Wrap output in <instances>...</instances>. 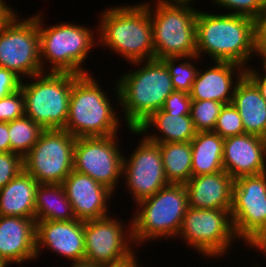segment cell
<instances>
[{"label": "cell", "mask_w": 266, "mask_h": 267, "mask_svg": "<svg viewBox=\"0 0 266 267\" xmlns=\"http://www.w3.org/2000/svg\"><path fill=\"white\" fill-rule=\"evenodd\" d=\"M36 222L17 216H0V258L7 264L36 259Z\"/></svg>", "instance_id": "d6986e66"}, {"label": "cell", "mask_w": 266, "mask_h": 267, "mask_svg": "<svg viewBox=\"0 0 266 267\" xmlns=\"http://www.w3.org/2000/svg\"><path fill=\"white\" fill-rule=\"evenodd\" d=\"M214 64L207 70H198L189 96L192 100H213L224 105L231 104L235 86L244 76L245 67L231 62L215 61ZM235 79L237 81H234Z\"/></svg>", "instance_id": "ffe728a7"}, {"label": "cell", "mask_w": 266, "mask_h": 267, "mask_svg": "<svg viewBox=\"0 0 266 267\" xmlns=\"http://www.w3.org/2000/svg\"><path fill=\"white\" fill-rule=\"evenodd\" d=\"M245 74L257 85L262 97L266 100V76H263L261 72L259 73V71L257 72L255 69L249 67L245 69ZM260 74H262V76Z\"/></svg>", "instance_id": "74e56055"}, {"label": "cell", "mask_w": 266, "mask_h": 267, "mask_svg": "<svg viewBox=\"0 0 266 267\" xmlns=\"http://www.w3.org/2000/svg\"><path fill=\"white\" fill-rule=\"evenodd\" d=\"M141 265H139L138 263V259H134L133 261H131L130 263L120 266V267H140Z\"/></svg>", "instance_id": "7bdbcfd3"}, {"label": "cell", "mask_w": 266, "mask_h": 267, "mask_svg": "<svg viewBox=\"0 0 266 267\" xmlns=\"http://www.w3.org/2000/svg\"><path fill=\"white\" fill-rule=\"evenodd\" d=\"M75 141L64 129L44 130L23 157L24 170L39 184H62L73 171Z\"/></svg>", "instance_id": "30bf717a"}, {"label": "cell", "mask_w": 266, "mask_h": 267, "mask_svg": "<svg viewBox=\"0 0 266 267\" xmlns=\"http://www.w3.org/2000/svg\"><path fill=\"white\" fill-rule=\"evenodd\" d=\"M98 23L96 38L102 47L130 63L154 59L149 3L109 8L101 13Z\"/></svg>", "instance_id": "3957f363"}, {"label": "cell", "mask_w": 266, "mask_h": 267, "mask_svg": "<svg viewBox=\"0 0 266 267\" xmlns=\"http://www.w3.org/2000/svg\"><path fill=\"white\" fill-rule=\"evenodd\" d=\"M254 56H259L261 57V60H262V63H260L261 65H263V68L264 69V75L263 76H266V55H254Z\"/></svg>", "instance_id": "ee69618b"}, {"label": "cell", "mask_w": 266, "mask_h": 267, "mask_svg": "<svg viewBox=\"0 0 266 267\" xmlns=\"http://www.w3.org/2000/svg\"><path fill=\"white\" fill-rule=\"evenodd\" d=\"M130 222L127 229L122 220L110 215L84 221L85 260L105 267H120L136 259L132 250L135 244L132 219Z\"/></svg>", "instance_id": "7c38bea8"}, {"label": "cell", "mask_w": 266, "mask_h": 267, "mask_svg": "<svg viewBox=\"0 0 266 267\" xmlns=\"http://www.w3.org/2000/svg\"><path fill=\"white\" fill-rule=\"evenodd\" d=\"M222 138L244 134V126L238 110L231 104H225L220 111L213 130Z\"/></svg>", "instance_id": "4dcf8cb0"}, {"label": "cell", "mask_w": 266, "mask_h": 267, "mask_svg": "<svg viewBox=\"0 0 266 267\" xmlns=\"http://www.w3.org/2000/svg\"><path fill=\"white\" fill-rule=\"evenodd\" d=\"M150 127L157 128L160 135H153ZM128 131L135 135L145 133L144 137L154 143L190 142L197 133L190 115L168 114L162 109L152 113L137 129Z\"/></svg>", "instance_id": "603a6c76"}, {"label": "cell", "mask_w": 266, "mask_h": 267, "mask_svg": "<svg viewBox=\"0 0 266 267\" xmlns=\"http://www.w3.org/2000/svg\"><path fill=\"white\" fill-rule=\"evenodd\" d=\"M15 14L14 10L4 0H0V30Z\"/></svg>", "instance_id": "60d3db41"}, {"label": "cell", "mask_w": 266, "mask_h": 267, "mask_svg": "<svg viewBox=\"0 0 266 267\" xmlns=\"http://www.w3.org/2000/svg\"><path fill=\"white\" fill-rule=\"evenodd\" d=\"M25 116V97L20 89L0 99V122H11Z\"/></svg>", "instance_id": "d6a6232c"}, {"label": "cell", "mask_w": 266, "mask_h": 267, "mask_svg": "<svg viewBox=\"0 0 266 267\" xmlns=\"http://www.w3.org/2000/svg\"><path fill=\"white\" fill-rule=\"evenodd\" d=\"M151 5L150 2L154 59L196 56L198 10L193 8L192 3H169L157 0L155 7Z\"/></svg>", "instance_id": "52a82bcc"}, {"label": "cell", "mask_w": 266, "mask_h": 267, "mask_svg": "<svg viewBox=\"0 0 266 267\" xmlns=\"http://www.w3.org/2000/svg\"><path fill=\"white\" fill-rule=\"evenodd\" d=\"M8 122H0V152H10Z\"/></svg>", "instance_id": "f35d334b"}, {"label": "cell", "mask_w": 266, "mask_h": 267, "mask_svg": "<svg viewBox=\"0 0 266 267\" xmlns=\"http://www.w3.org/2000/svg\"><path fill=\"white\" fill-rule=\"evenodd\" d=\"M21 81L13 71L0 67V99L20 89Z\"/></svg>", "instance_id": "d590c367"}, {"label": "cell", "mask_w": 266, "mask_h": 267, "mask_svg": "<svg viewBox=\"0 0 266 267\" xmlns=\"http://www.w3.org/2000/svg\"><path fill=\"white\" fill-rule=\"evenodd\" d=\"M227 9L230 14L242 15L257 20L266 12V0H213V4Z\"/></svg>", "instance_id": "1f68e13d"}, {"label": "cell", "mask_w": 266, "mask_h": 267, "mask_svg": "<svg viewBox=\"0 0 266 267\" xmlns=\"http://www.w3.org/2000/svg\"><path fill=\"white\" fill-rule=\"evenodd\" d=\"M7 265L9 264H7L2 258H0V267H6Z\"/></svg>", "instance_id": "bcb514c9"}, {"label": "cell", "mask_w": 266, "mask_h": 267, "mask_svg": "<svg viewBox=\"0 0 266 267\" xmlns=\"http://www.w3.org/2000/svg\"><path fill=\"white\" fill-rule=\"evenodd\" d=\"M234 181L225 171L191 177L185 184L188 206L198 209H231Z\"/></svg>", "instance_id": "44dd1931"}, {"label": "cell", "mask_w": 266, "mask_h": 267, "mask_svg": "<svg viewBox=\"0 0 266 267\" xmlns=\"http://www.w3.org/2000/svg\"><path fill=\"white\" fill-rule=\"evenodd\" d=\"M248 245L252 248L259 249L266 256V228H264L256 237H254Z\"/></svg>", "instance_id": "ab89813d"}, {"label": "cell", "mask_w": 266, "mask_h": 267, "mask_svg": "<svg viewBox=\"0 0 266 267\" xmlns=\"http://www.w3.org/2000/svg\"><path fill=\"white\" fill-rule=\"evenodd\" d=\"M43 21V16L39 13L37 24L43 72H46L44 63L47 61L51 64L47 72L88 74V71L82 67L83 63L94 45L99 44L96 42L98 40H95L92 29L90 30L89 26L68 22L45 28Z\"/></svg>", "instance_id": "5b68a950"}, {"label": "cell", "mask_w": 266, "mask_h": 267, "mask_svg": "<svg viewBox=\"0 0 266 267\" xmlns=\"http://www.w3.org/2000/svg\"><path fill=\"white\" fill-rule=\"evenodd\" d=\"M72 204L62 184H39L35 196V222L72 221Z\"/></svg>", "instance_id": "484cf974"}, {"label": "cell", "mask_w": 266, "mask_h": 267, "mask_svg": "<svg viewBox=\"0 0 266 267\" xmlns=\"http://www.w3.org/2000/svg\"><path fill=\"white\" fill-rule=\"evenodd\" d=\"M179 236L193 250L209 258L223 256L237 238L230 209L193 207L186 210L177 237Z\"/></svg>", "instance_id": "9c48e42d"}, {"label": "cell", "mask_w": 266, "mask_h": 267, "mask_svg": "<svg viewBox=\"0 0 266 267\" xmlns=\"http://www.w3.org/2000/svg\"><path fill=\"white\" fill-rule=\"evenodd\" d=\"M198 58V56L184 57L188 61H184L183 57H166L161 59L169 70L175 91H184L187 93L191 91L199 69L190 61L198 60Z\"/></svg>", "instance_id": "f1b7e54d"}, {"label": "cell", "mask_w": 266, "mask_h": 267, "mask_svg": "<svg viewBox=\"0 0 266 267\" xmlns=\"http://www.w3.org/2000/svg\"><path fill=\"white\" fill-rule=\"evenodd\" d=\"M223 106L213 100H192L190 116L196 131H213Z\"/></svg>", "instance_id": "f546056e"}, {"label": "cell", "mask_w": 266, "mask_h": 267, "mask_svg": "<svg viewBox=\"0 0 266 267\" xmlns=\"http://www.w3.org/2000/svg\"><path fill=\"white\" fill-rule=\"evenodd\" d=\"M223 169L234 180L266 172V139L241 134L224 138Z\"/></svg>", "instance_id": "ac0fdd59"}, {"label": "cell", "mask_w": 266, "mask_h": 267, "mask_svg": "<svg viewBox=\"0 0 266 267\" xmlns=\"http://www.w3.org/2000/svg\"><path fill=\"white\" fill-rule=\"evenodd\" d=\"M190 143L192 148V177L224 171V138L214 131H201L196 133Z\"/></svg>", "instance_id": "d4e9b609"}, {"label": "cell", "mask_w": 266, "mask_h": 267, "mask_svg": "<svg viewBox=\"0 0 266 267\" xmlns=\"http://www.w3.org/2000/svg\"><path fill=\"white\" fill-rule=\"evenodd\" d=\"M10 152L24 157L35 145L44 129L31 118L23 116L8 122Z\"/></svg>", "instance_id": "83f0119b"}, {"label": "cell", "mask_w": 266, "mask_h": 267, "mask_svg": "<svg viewBox=\"0 0 266 267\" xmlns=\"http://www.w3.org/2000/svg\"><path fill=\"white\" fill-rule=\"evenodd\" d=\"M123 157L122 176L133 201L140 202L167 186L159 145L144 136L130 157Z\"/></svg>", "instance_id": "9a60e30c"}, {"label": "cell", "mask_w": 266, "mask_h": 267, "mask_svg": "<svg viewBox=\"0 0 266 267\" xmlns=\"http://www.w3.org/2000/svg\"><path fill=\"white\" fill-rule=\"evenodd\" d=\"M144 63V65H142ZM138 70L122 74L115 86L116 98L123 109L128 129H137L152 113L162 109L175 91L166 64L159 59L133 62Z\"/></svg>", "instance_id": "7a4b0ae2"}, {"label": "cell", "mask_w": 266, "mask_h": 267, "mask_svg": "<svg viewBox=\"0 0 266 267\" xmlns=\"http://www.w3.org/2000/svg\"><path fill=\"white\" fill-rule=\"evenodd\" d=\"M34 82L21 81L25 97V116L44 130L63 129L66 124L73 73L47 72L31 77Z\"/></svg>", "instance_id": "ba28073f"}, {"label": "cell", "mask_w": 266, "mask_h": 267, "mask_svg": "<svg viewBox=\"0 0 266 267\" xmlns=\"http://www.w3.org/2000/svg\"><path fill=\"white\" fill-rule=\"evenodd\" d=\"M191 103L189 93L174 91L166 98L162 110L168 114L190 115Z\"/></svg>", "instance_id": "e575fe53"}, {"label": "cell", "mask_w": 266, "mask_h": 267, "mask_svg": "<svg viewBox=\"0 0 266 267\" xmlns=\"http://www.w3.org/2000/svg\"><path fill=\"white\" fill-rule=\"evenodd\" d=\"M71 267H105V266H102L100 264H97V263H94L91 261H87L84 259V260L74 261L71 264Z\"/></svg>", "instance_id": "b9f144b4"}, {"label": "cell", "mask_w": 266, "mask_h": 267, "mask_svg": "<svg viewBox=\"0 0 266 267\" xmlns=\"http://www.w3.org/2000/svg\"><path fill=\"white\" fill-rule=\"evenodd\" d=\"M159 145L165 176L169 184H186L192 177L190 142L156 143Z\"/></svg>", "instance_id": "4316f807"}, {"label": "cell", "mask_w": 266, "mask_h": 267, "mask_svg": "<svg viewBox=\"0 0 266 267\" xmlns=\"http://www.w3.org/2000/svg\"><path fill=\"white\" fill-rule=\"evenodd\" d=\"M35 239L37 257L48 247L71 262L85 259L84 221H37Z\"/></svg>", "instance_id": "e0dca14e"}, {"label": "cell", "mask_w": 266, "mask_h": 267, "mask_svg": "<svg viewBox=\"0 0 266 267\" xmlns=\"http://www.w3.org/2000/svg\"><path fill=\"white\" fill-rule=\"evenodd\" d=\"M232 104L241 116L245 133L266 139V100L246 74L235 86Z\"/></svg>", "instance_id": "7402d4cb"}, {"label": "cell", "mask_w": 266, "mask_h": 267, "mask_svg": "<svg viewBox=\"0 0 266 267\" xmlns=\"http://www.w3.org/2000/svg\"><path fill=\"white\" fill-rule=\"evenodd\" d=\"M39 183L25 170L0 188V216L35 220V196Z\"/></svg>", "instance_id": "cb8c5ba5"}, {"label": "cell", "mask_w": 266, "mask_h": 267, "mask_svg": "<svg viewBox=\"0 0 266 267\" xmlns=\"http://www.w3.org/2000/svg\"><path fill=\"white\" fill-rule=\"evenodd\" d=\"M254 54L266 55V12L255 20Z\"/></svg>", "instance_id": "8d00e7d4"}, {"label": "cell", "mask_w": 266, "mask_h": 267, "mask_svg": "<svg viewBox=\"0 0 266 267\" xmlns=\"http://www.w3.org/2000/svg\"><path fill=\"white\" fill-rule=\"evenodd\" d=\"M254 36L255 20L252 18L229 12H197L196 56L199 59L207 54L213 62H231L247 69V62L254 56Z\"/></svg>", "instance_id": "6da1fadb"}, {"label": "cell", "mask_w": 266, "mask_h": 267, "mask_svg": "<svg viewBox=\"0 0 266 267\" xmlns=\"http://www.w3.org/2000/svg\"><path fill=\"white\" fill-rule=\"evenodd\" d=\"M230 213L235 235L245 245L266 228V172L235 179Z\"/></svg>", "instance_id": "5bb4252c"}, {"label": "cell", "mask_w": 266, "mask_h": 267, "mask_svg": "<svg viewBox=\"0 0 266 267\" xmlns=\"http://www.w3.org/2000/svg\"><path fill=\"white\" fill-rule=\"evenodd\" d=\"M169 3H188L194 2V0H162Z\"/></svg>", "instance_id": "f6af8a7d"}, {"label": "cell", "mask_w": 266, "mask_h": 267, "mask_svg": "<svg viewBox=\"0 0 266 267\" xmlns=\"http://www.w3.org/2000/svg\"><path fill=\"white\" fill-rule=\"evenodd\" d=\"M107 95L91 74H74L63 129L75 138L117 135L121 120Z\"/></svg>", "instance_id": "277c9868"}, {"label": "cell", "mask_w": 266, "mask_h": 267, "mask_svg": "<svg viewBox=\"0 0 266 267\" xmlns=\"http://www.w3.org/2000/svg\"><path fill=\"white\" fill-rule=\"evenodd\" d=\"M137 205L138 209L132 217L135 244L140 245L155 239L177 238L189 207L187 190L184 184H168Z\"/></svg>", "instance_id": "8992f818"}, {"label": "cell", "mask_w": 266, "mask_h": 267, "mask_svg": "<svg viewBox=\"0 0 266 267\" xmlns=\"http://www.w3.org/2000/svg\"><path fill=\"white\" fill-rule=\"evenodd\" d=\"M24 170L23 157L14 152H0V188Z\"/></svg>", "instance_id": "836d02e7"}, {"label": "cell", "mask_w": 266, "mask_h": 267, "mask_svg": "<svg viewBox=\"0 0 266 267\" xmlns=\"http://www.w3.org/2000/svg\"><path fill=\"white\" fill-rule=\"evenodd\" d=\"M116 138L119 137L76 138L73 157V170L90 176L113 193L123 176L124 154L117 146Z\"/></svg>", "instance_id": "4fadbf2b"}, {"label": "cell", "mask_w": 266, "mask_h": 267, "mask_svg": "<svg viewBox=\"0 0 266 267\" xmlns=\"http://www.w3.org/2000/svg\"><path fill=\"white\" fill-rule=\"evenodd\" d=\"M16 14L0 30V67L30 79L44 73L40 62L37 14L26 20ZM29 76V77H28Z\"/></svg>", "instance_id": "8fae6325"}, {"label": "cell", "mask_w": 266, "mask_h": 267, "mask_svg": "<svg viewBox=\"0 0 266 267\" xmlns=\"http://www.w3.org/2000/svg\"><path fill=\"white\" fill-rule=\"evenodd\" d=\"M62 185L77 220L88 221L109 216L107 203L114 193L106 186L75 170Z\"/></svg>", "instance_id": "2e32d148"}]
</instances>
